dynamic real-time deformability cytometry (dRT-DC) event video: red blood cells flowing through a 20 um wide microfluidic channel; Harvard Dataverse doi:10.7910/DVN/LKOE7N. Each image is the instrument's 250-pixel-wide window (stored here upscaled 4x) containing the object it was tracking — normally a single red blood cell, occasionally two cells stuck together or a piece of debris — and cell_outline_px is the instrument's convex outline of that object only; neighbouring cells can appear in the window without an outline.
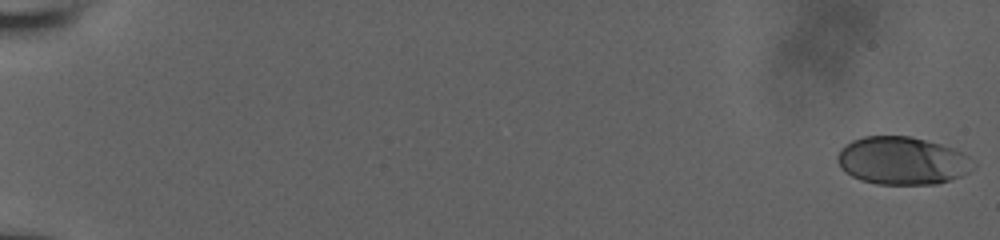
{"species": "human", "species_latin": "Homo sapiens", "temperature_condition": "room temperature", "stored_images_in_passage": 11, "camera_frame_rate_fps": 3000, "um_per_image_px": 0.085, "donor": {"sex": "male"}, "frame": {"image": 1, "passage_image": 1, "time_ms": 0.0, "image_size_px": [1000, 240], "cell_outline_px": [[968, 172], [960, 176], [936, 184], [876, 184], [860, 180], [844, 172], [840, 168], [836, 160], [836, 156], [840, 148], [852, 140], [864, 136], [908, 136], [940, 144], [952, 148], [968, 156]], "centroid_in_image_um": [76.56, 13.66], "position_along_channel_um": 8.4, "area_um2": 37.4}}